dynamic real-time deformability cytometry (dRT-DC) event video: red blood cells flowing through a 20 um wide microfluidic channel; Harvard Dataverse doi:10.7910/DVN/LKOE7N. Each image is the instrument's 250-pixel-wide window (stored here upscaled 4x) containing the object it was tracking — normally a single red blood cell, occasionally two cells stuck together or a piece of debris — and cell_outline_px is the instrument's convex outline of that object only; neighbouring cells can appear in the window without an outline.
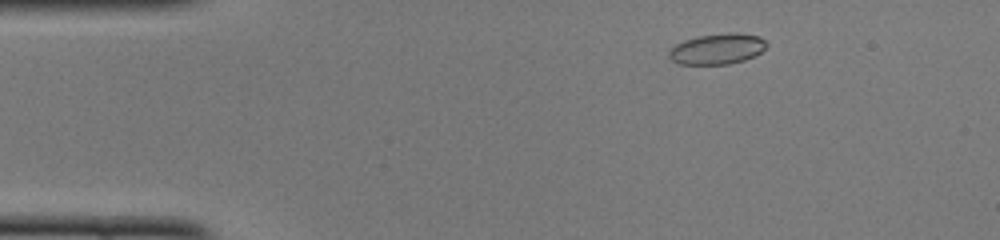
{"species": "common noctule bat (a hibernating species)", "species_latin": "Nyctalus noctula", "temperature_condition": "cold", "stored_images_in_passage": 48, "camera_frame_rate_fps": 3000, "um_per_image_px": 0.085, "animal": {"sex": "female", "body_mass_g": 22.0, "forearm_length_mm": 56.7}, "frame": {"image": 1, "passage_image": 5, "time_ms": 1.333, "image_size_px": [1000, 240], "cell_outline_px": [[768, 44], [760, 52], [744, 60], [728, 64], [676, 64], [668, 56], [668, 52], [676, 44], [684, 40], [700, 36], [728, 32], [736, 32], [760, 36]], "centroid_in_image_um": [60.95, 4.15], "position_along_channel_um": 24.0, "area_um2": 17.4}}
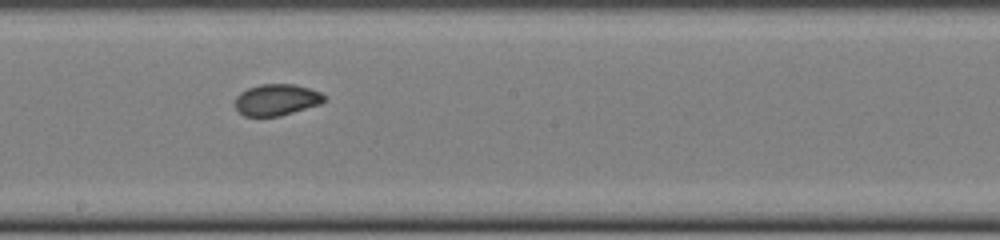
{"frame": {"image": 2, "passage_image": 25, "time_ms": 8.0, "image_size_px": [1000, 240], "cell_outline_px": [[324, 100], [320, 104], [280, 116], [244, 116], [236, 108], [236, 96], [240, 92], [248, 88], [260, 84], [292, 84], [308, 88], [320, 92], [324, 96]], "centroid_in_image_um": [23.49, 8.48], "position_along_channel_um": 224.7, "area_um2": 16.13}}
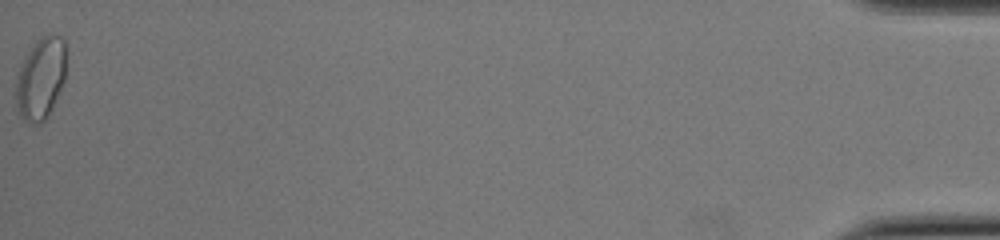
{"frame": {"image": 3, "passage_image": 48, "time_ms": 15.667, "image_size_px": [1000, 240], "cell_outline_px": [[68, 52], [64, 80], [52, 108], [48, 116], [40, 124], [32, 124], [24, 120], [16, 112], [16, 76], [28, 48], [40, 36], [52, 32], [60, 36], [64, 40]], "centroid_in_image_um": [3.47, 6.61], "position_along_channel_um": 431.7, "area_um2": 24.8}, "authors_computed_cell_mechanics": {"area_um2": 17.2533, "velocity_mm_per_s": 3.9894, "shape_relaxation_time_tau1_ms": 4.0044, "shape_relaxation_time_tau2_ms": 1.4185, "deformation_change_tau1": 0.1095, "deformation_change_tau2": 0.036}}